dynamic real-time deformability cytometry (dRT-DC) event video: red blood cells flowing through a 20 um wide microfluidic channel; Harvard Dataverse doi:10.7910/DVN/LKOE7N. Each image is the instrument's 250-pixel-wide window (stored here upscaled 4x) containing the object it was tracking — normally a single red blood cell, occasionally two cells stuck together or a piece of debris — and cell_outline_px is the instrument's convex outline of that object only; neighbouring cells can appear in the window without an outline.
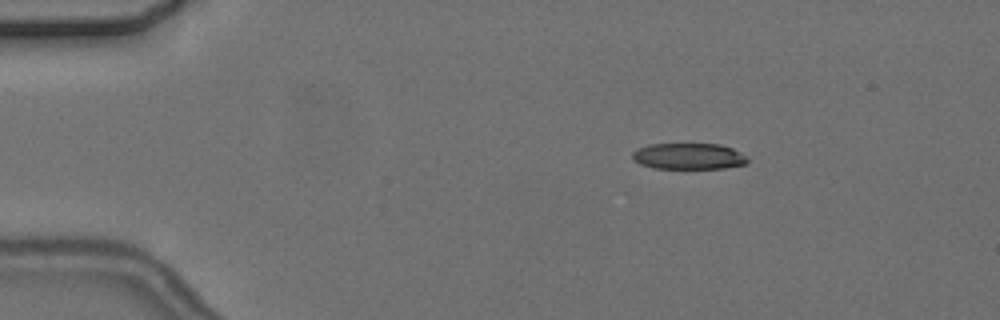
{"species": "common noctule bat (a hibernating species)", "species_latin": "Nyctalus noctula", "temperature_condition": "cold", "stored_images_in_passage": 5, "camera_frame_rate_fps": 3000, "um_per_image_px": 0.085, "animal": {"sex": "female", "body_mass_g": 24.6, "forearm_length_mm": 56.2}, "frame": {"image": 1, "passage_image": 2, "time_ms": 1.333, "image_size_px": [1000, 320], "cell_outline_px": [[748, 160], [744, 164], [724, 168], [652, 168], [640, 164], [632, 156], [632, 152], [636, 148], [648, 144], [720, 144], [732, 148], [740, 152]], "centroid_in_image_um": [58.49, 13.27], "position_along_channel_um": 26.5, "area_um2": 17.46}}